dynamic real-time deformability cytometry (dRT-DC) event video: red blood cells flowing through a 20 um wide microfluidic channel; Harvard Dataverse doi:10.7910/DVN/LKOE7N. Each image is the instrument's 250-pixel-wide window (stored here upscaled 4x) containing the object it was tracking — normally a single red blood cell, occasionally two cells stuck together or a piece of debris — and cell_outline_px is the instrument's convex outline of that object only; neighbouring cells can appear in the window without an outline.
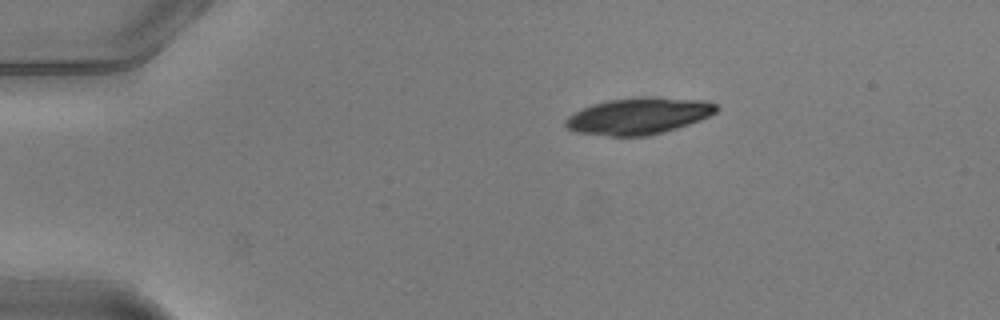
{"species": "common noctule bat (a hibernating species)", "species_latin": "Nyctalus noctula", "temperature_condition": "warm", "stored_images_in_passage": 42, "camera_frame_rate_fps": 3000, "um_per_image_px": 0.085, "animal": {"sex": "male", "body_mass_g": 20.5, "forearm_length_mm": 52.5}, "frame": {"image": 1, "passage_image": 1, "time_ms": 0.0, "image_size_px": [1000, 320], "cell_outline_px": [[720, 108], [716, 112], [700, 120], [664, 132], [648, 136], [608, 136], [576, 132], [568, 128], [564, 124], [564, 120], [568, 116], [592, 104], [608, 100], [640, 96], [656, 96], [704, 100], [716, 104]], "centroid_in_image_um": [54.3, 9.84], "position_along_channel_um": 30.7, "area_um2": 32.37}}
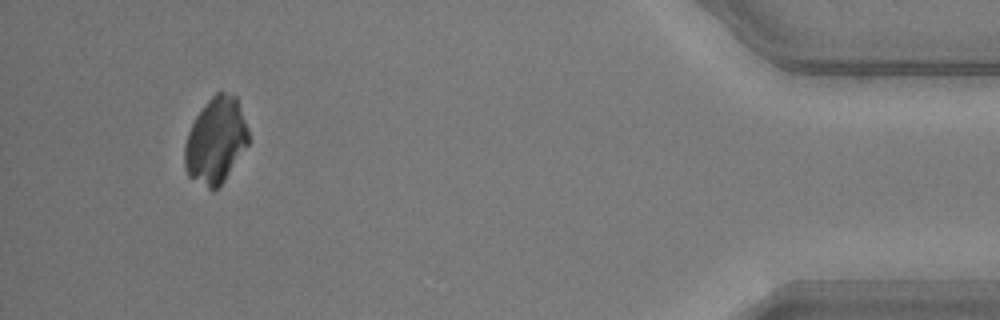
{"frame": {"image": 2, "passage_image": 39, "time_ms": 12.667, "image_size_px": [1000, 320], "cell_outline_px": [[248, 144], [224, 180], [216, 188], [208, 188], [188, 176], [184, 168], [184, 144], [188, 132], [196, 116], [204, 104], [216, 92], [224, 92], [236, 96], [248, 128]], "centroid_in_image_um": [18.32, 11.93], "position_along_channel_um": 416.9, "area_um2": 31.67}}